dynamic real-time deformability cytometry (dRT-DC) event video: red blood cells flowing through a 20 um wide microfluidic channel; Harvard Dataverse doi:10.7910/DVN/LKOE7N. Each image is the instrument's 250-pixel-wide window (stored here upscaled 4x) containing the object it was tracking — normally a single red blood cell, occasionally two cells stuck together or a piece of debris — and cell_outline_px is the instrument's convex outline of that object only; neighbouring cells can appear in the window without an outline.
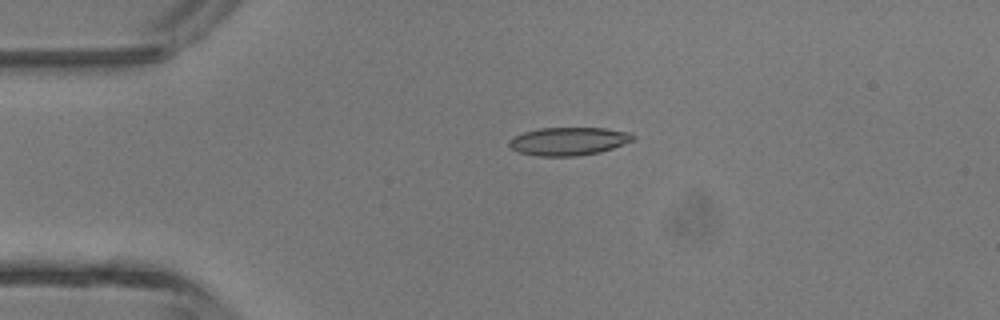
{"species": "common noctule bat (a hibernating species)", "species_latin": "Nyctalus noctula", "temperature_condition": "room temperature", "stored_images_in_passage": 3, "camera_frame_rate_fps": 3000, "um_per_image_px": 0.085, "animal": {"sex": "male", "body_mass_g": 13.3}, "frame": {"image": 1, "passage_image": 3, "time_ms": 2.667, "image_size_px": [1000, 320], "cell_outline_px": [[636, 136], [632, 140], [612, 148], [600, 152], [576, 156], [536, 156], [520, 152], [512, 148], [508, 144], [508, 140], [524, 132], [540, 128], [604, 128], [632, 132]], "centroid_in_image_um": [48.34, 12.0], "position_along_channel_um": 36.7, "area_um2": 20.17}}